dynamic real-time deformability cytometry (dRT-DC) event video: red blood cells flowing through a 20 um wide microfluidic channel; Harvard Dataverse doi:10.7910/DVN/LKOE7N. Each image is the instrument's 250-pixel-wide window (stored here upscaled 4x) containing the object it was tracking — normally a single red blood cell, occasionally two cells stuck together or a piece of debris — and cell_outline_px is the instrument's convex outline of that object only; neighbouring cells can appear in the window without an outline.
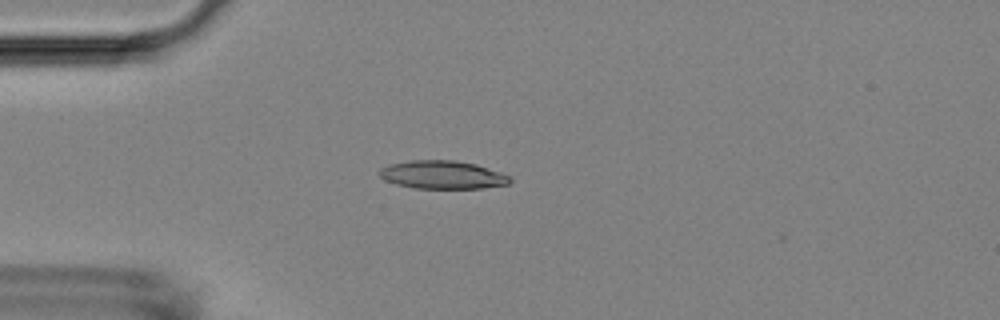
{"species": "Egyptian fruit bat (a non-hibernating species)", "species_latin": "Rousettus aegyptiacus", "temperature_condition": "room temperature", "stored_images_in_passage": 41, "camera_frame_rate_fps": 3000, "um_per_image_px": 0.085, "animal": {"sex": "female"}, "frame": {"image": 1, "passage_image": 2, "time_ms": 0.333, "image_size_px": [1000, 320], "cell_outline_px": [[512, 180], [508, 184], [484, 188], [416, 188], [396, 184], [384, 180], [376, 172], [380, 168], [392, 164], [412, 160], [456, 160], [476, 164], [512, 176]], "centroid_in_image_um": [37.62, 14.85], "position_along_channel_um": 47.4, "area_um2": 21.5}}
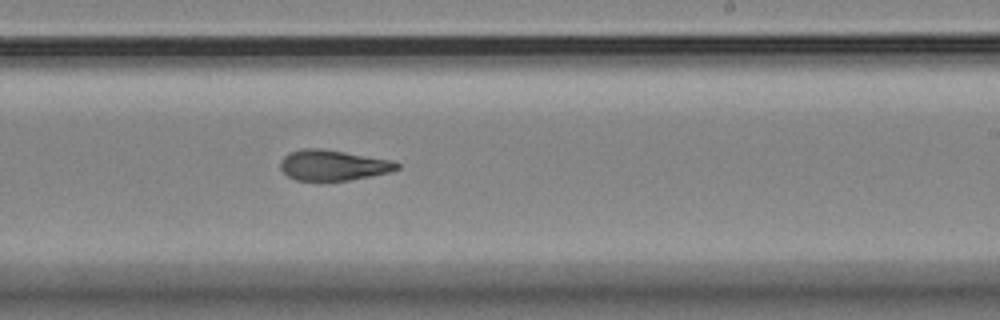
{"frame": {"image": 2, "passage_image": 20, "time_ms": 6.333, "image_size_px": [1000, 320], "cell_outline_px": [[400, 168], [392, 172], [372, 176], [348, 180], [296, 180], [288, 176], [280, 168], [280, 160], [288, 152], [300, 148], [320, 148], [392, 160], [400, 164]], "centroid_in_image_um": [28.31, 14.03], "position_along_channel_um": 260.7, "area_um2": 20.81}}
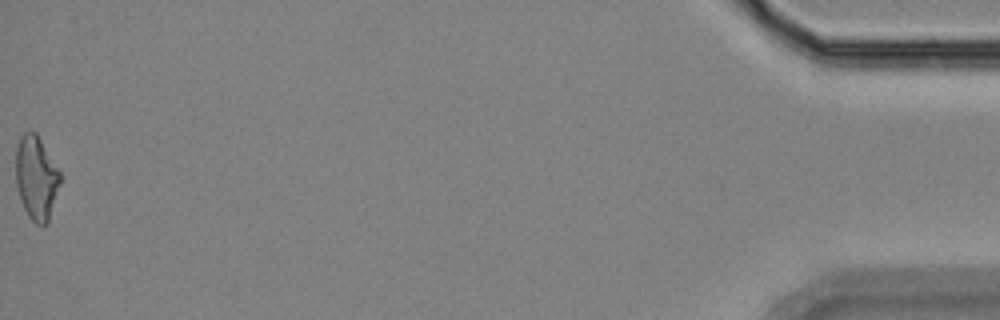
{"frame": {"image": 3, "passage_image": 41, "time_ms": 13.333, "image_size_px": [1000, 320], "cell_outline_px": [[60, 184], [48, 224], [36, 224], [28, 216], [24, 208], [16, 184], [16, 144], [20, 136], [24, 132], [36, 132], [60, 172]], "centroid_in_image_um": [3.08, 15.11], "position_along_channel_um": 432.1, "area_um2": 21.56}, "authors_computed_cell_mechanics": {"area_um2": 21.4438, "velocity_mm_per_s": 3.8003, "shape_relaxation_time_tau1_ms": 5.2164, "shape_relaxation_time_tau2_ms": 1.6523, "deformation_change_tau1": 0.1693, "deformation_change_tau2": 0.104}}